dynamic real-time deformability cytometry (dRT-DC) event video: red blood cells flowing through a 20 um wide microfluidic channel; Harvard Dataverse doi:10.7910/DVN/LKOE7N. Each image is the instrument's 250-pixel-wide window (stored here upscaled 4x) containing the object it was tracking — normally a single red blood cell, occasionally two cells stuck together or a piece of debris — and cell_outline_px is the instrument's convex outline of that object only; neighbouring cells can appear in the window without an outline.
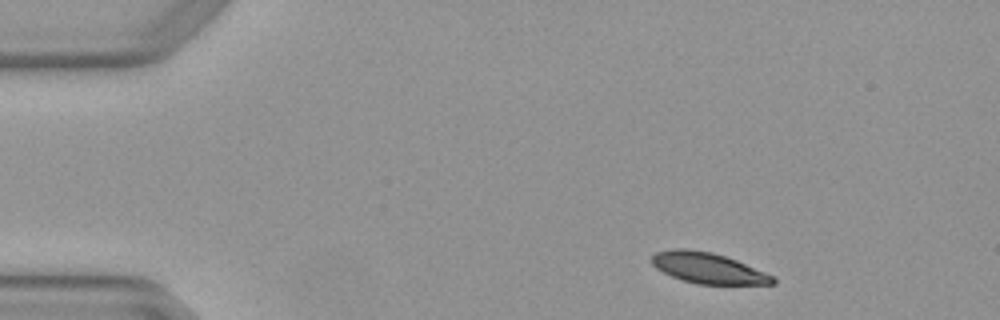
{"species": "Egyptian fruit bat (a non-hibernating species)", "species_latin": "Rousettus aegyptiacus", "temperature_condition": "warm", "stored_images_in_passage": 3, "camera_frame_rate_fps": 3000, "um_per_image_px": 0.085, "animal": {"sex": "female"}, "frame": {"image": 1, "passage_image": 1, "time_ms": 0.0, "image_size_px": [1000, 320], "cell_outline_px": [[776, 284], [696, 284], [672, 276], [656, 268], [652, 264], [652, 256], [656, 252], [676, 248], [684, 248], [712, 252], [736, 260], [764, 272], [772, 276], [776, 280]], "centroid_in_image_um": [60.17, 22.78], "position_along_channel_um": 24.8, "area_um2": 21.39}}
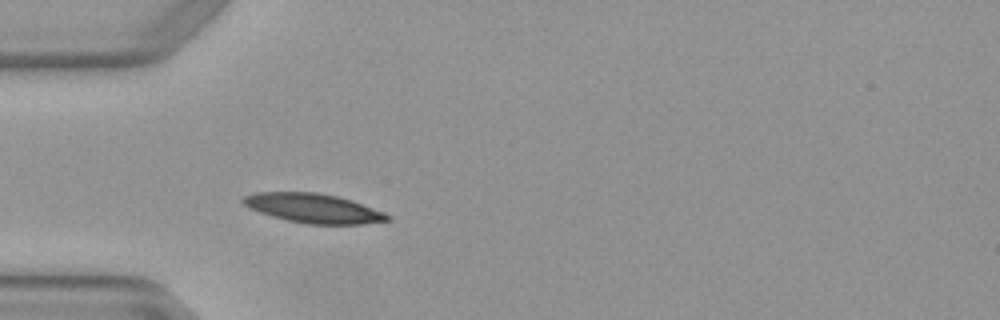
{"frame": {"image": 2, "passage_image": 3, "time_ms": 0.667, "image_size_px": [1000, 320], "cell_outline_px": [[392, 216], [388, 220], [364, 224], [308, 224], [288, 220], [272, 216], [260, 212], [244, 204], [240, 200], [244, 196], [256, 192], [316, 192], [340, 196], [352, 200], [384, 212]], "centroid_in_image_um": [26.66, 17.69], "position_along_channel_um": 58.3, "area_um2": 24.57}}